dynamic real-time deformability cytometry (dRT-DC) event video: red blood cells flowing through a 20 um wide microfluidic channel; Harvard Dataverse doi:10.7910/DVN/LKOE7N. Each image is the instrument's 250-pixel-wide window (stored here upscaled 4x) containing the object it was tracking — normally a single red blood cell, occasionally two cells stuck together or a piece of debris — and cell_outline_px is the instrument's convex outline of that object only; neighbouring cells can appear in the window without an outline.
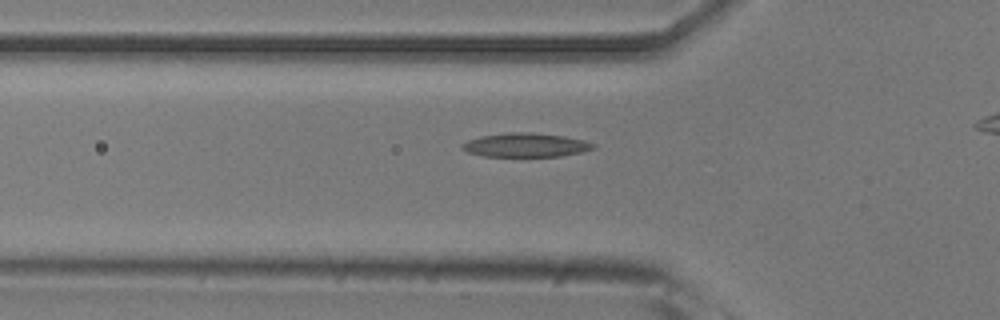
{"species": "common noctule bat (a hibernating species)", "species_latin": "Nyctalus noctula", "temperature_condition": "room temperature", "stored_images_in_passage": 39, "camera_frame_rate_fps": 3000, "um_per_image_px": 0.085, "animal": {"sex": "male", "body_mass_g": 20.5, "forearm_length_mm": 52.5}, "frame": {"image": 1, "passage_image": 13, "time_ms": 4.0, "image_size_px": [1000, 320], "cell_outline_px": [[596, 148], [580, 152], [560, 156], [484, 156], [468, 152], [460, 148], [460, 144], [468, 140], [480, 136], [508, 132], [532, 132], [564, 136], [584, 140], [596, 144]], "centroid_in_image_um": [44.67, 12.32], "position_along_channel_um": 81.1, "area_um2": 18.32}}
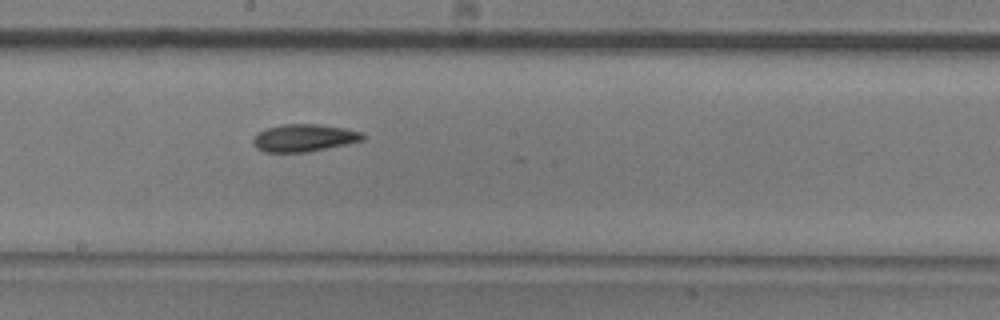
{"frame": {"image": 2, "passage_image": 24, "time_ms": 7.667, "image_size_px": [1000, 320], "cell_outline_px": [[368, 136], [364, 140], [348, 144], [308, 152], [264, 152], [256, 148], [252, 144], [252, 140], [256, 132], [268, 128], [284, 124], [320, 124], [344, 128], [364, 132]], "centroid_in_image_um": [25.87, 11.72], "position_along_channel_um": 222.3, "area_um2": 17.86}}
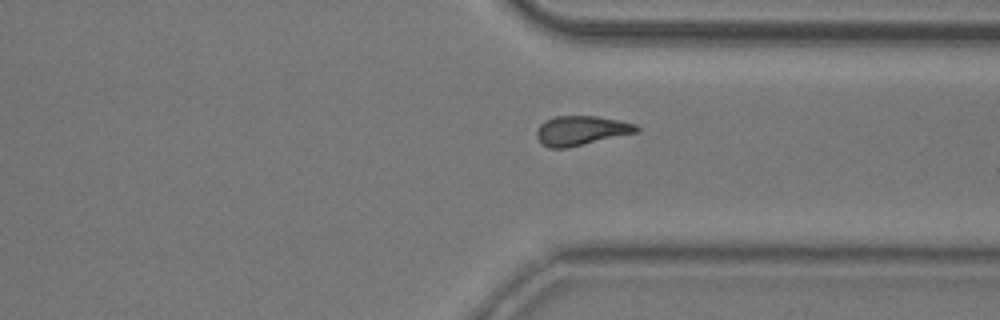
{"frame": {"image": 3, "passage_image": 35, "time_ms": 11.333, "image_size_px": [1000, 320], "cell_outline_px": [[640, 132], [568, 148], [548, 148], [540, 144], [536, 136], [536, 132], [540, 124], [544, 120], [556, 116], [596, 116], [620, 120], [636, 124], [640, 128]], "centroid_in_image_um": [49.41, 11.11], "position_along_channel_um": 362.0, "area_um2": 17.51}}